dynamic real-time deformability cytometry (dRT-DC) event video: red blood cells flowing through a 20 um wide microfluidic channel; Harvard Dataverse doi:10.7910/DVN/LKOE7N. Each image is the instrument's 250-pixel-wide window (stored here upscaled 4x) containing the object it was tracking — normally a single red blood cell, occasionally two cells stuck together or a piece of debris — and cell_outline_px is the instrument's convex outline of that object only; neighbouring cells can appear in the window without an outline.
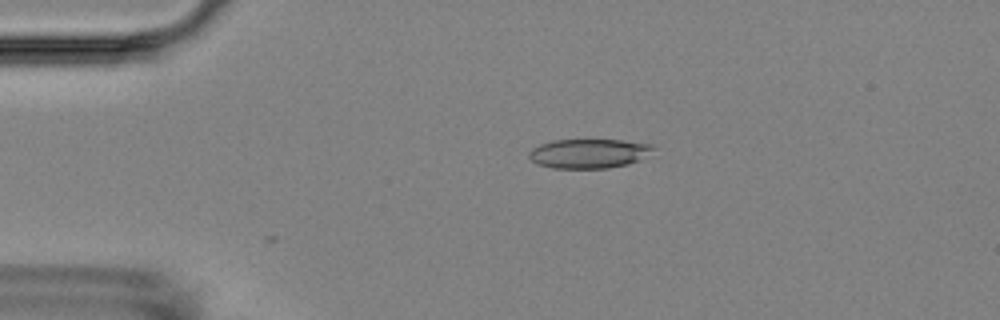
{"species": "Egyptian fruit bat (a non-hibernating species)", "species_latin": "Rousettus aegyptiacus", "temperature_condition": "room temperature", "stored_images_in_passage": 5, "camera_frame_rate_fps": 3000, "um_per_image_px": 0.085, "animal": {"sex": "female"}, "frame": {"image": 1, "passage_image": 5, "time_ms": 4.667, "image_size_px": [1000, 320], "cell_outline_px": [[652, 148], [640, 160], [628, 164], [608, 168], [552, 168], [536, 164], [528, 156], [528, 152], [532, 148], [540, 144], [552, 140], [620, 140], [652, 144]], "centroid_in_image_um": [49.98, 13.05], "position_along_channel_um": 35.0, "area_um2": 21.1}}